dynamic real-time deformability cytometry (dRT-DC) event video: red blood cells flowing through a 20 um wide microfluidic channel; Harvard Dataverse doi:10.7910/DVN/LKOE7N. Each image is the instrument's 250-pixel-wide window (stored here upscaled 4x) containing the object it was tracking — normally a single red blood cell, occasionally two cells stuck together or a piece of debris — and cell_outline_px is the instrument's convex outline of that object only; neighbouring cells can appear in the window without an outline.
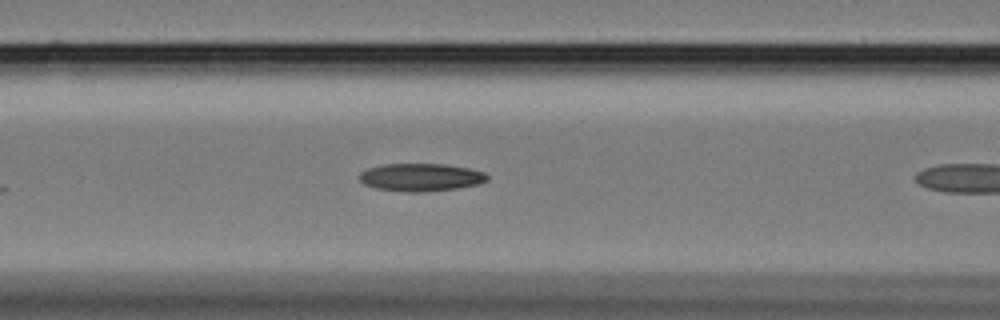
{"species": "Egyptian fruit bat (a non-hibernating species)", "species_latin": "Rousettus aegyptiacus", "temperature_condition": "cold", "stored_images_in_passage": 14, "camera_frame_rate_fps": 3000, "um_per_image_px": 0.085, "animal": {"sex": "female"}, "frame": {"image": 1, "passage_image": 5, "time_ms": 1.333, "image_size_px": [1000, 320], "cell_outline_px": [[488, 180], [476, 184], [456, 188], [424, 192], [404, 192], [376, 188], [364, 184], [360, 180], [360, 172], [368, 168], [384, 164], [444, 164], [468, 168], [484, 172], [488, 176]], "centroid_in_image_um": [35.75, 15.07], "position_along_channel_um": 130.9, "area_um2": 20.58}}
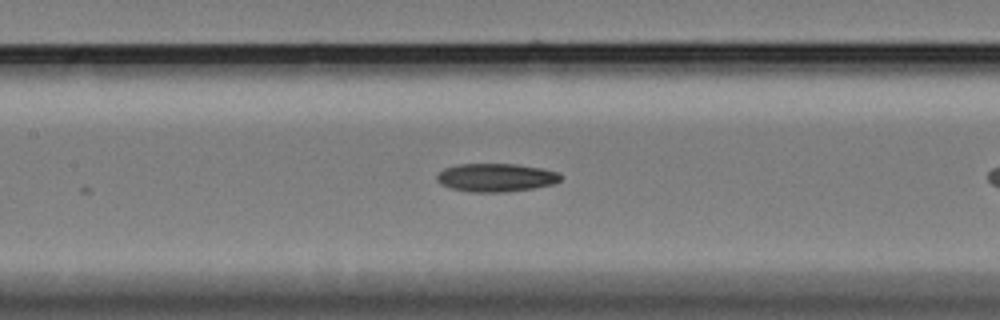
{"frame": {"image": 2, "passage_image": 8, "time_ms": 2.333, "image_size_px": [1000, 320], "cell_outline_px": [[560, 180], [552, 184], [532, 188], [504, 192], [472, 192], [448, 188], [440, 184], [436, 180], [436, 176], [444, 168], [456, 164], [516, 164], [544, 168], [560, 172]], "centroid_in_image_um": [42.13, 15.08], "position_along_channel_um": 165.3, "area_um2": 20.52}}
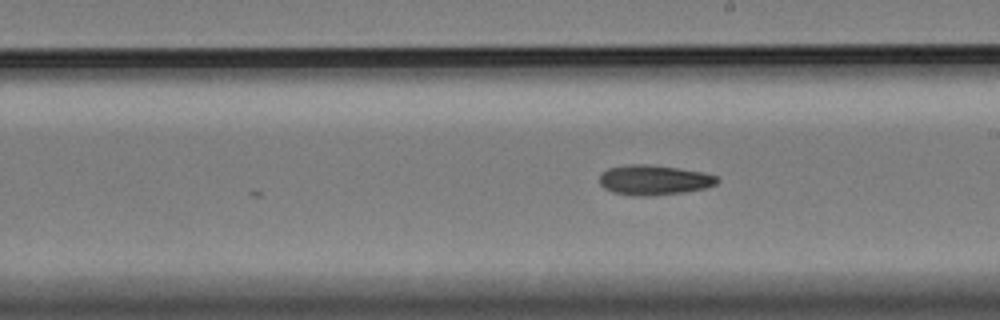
{"frame": {"image": 3, "passage_image": 14, "time_ms": 4.333, "image_size_px": [1000, 320], "cell_outline_px": [[720, 180], [716, 184], [704, 188], [684, 192], [652, 196], [632, 196], [612, 192], [604, 188], [600, 184], [600, 176], [608, 168], [628, 164], [648, 164], [704, 172], [716, 176]], "centroid_in_image_um": [55.58, 15.31], "position_along_channel_um": 233.4, "area_um2": 20.58}}